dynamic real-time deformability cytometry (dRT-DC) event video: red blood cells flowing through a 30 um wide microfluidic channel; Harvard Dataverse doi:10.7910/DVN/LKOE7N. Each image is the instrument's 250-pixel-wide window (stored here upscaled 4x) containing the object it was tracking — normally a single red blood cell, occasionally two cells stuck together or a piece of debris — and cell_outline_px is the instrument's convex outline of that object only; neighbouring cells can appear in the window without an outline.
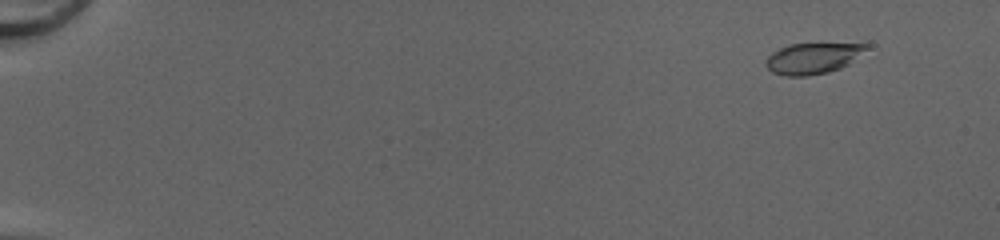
{"species": "common noctule bat (a hibernating species)", "species_latin": "Nyctalus noctula", "temperature_condition": "cold", "stored_images_in_passage": 52, "camera_frame_rate_fps": 3000, "um_per_image_px": 0.085, "animal": {"sex": "female", "body_mass_g": 20.0, "forearm_length_mm": 54.0}, "frame": {"image": 1, "passage_image": 5, "time_ms": 1.333, "image_size_px": [1000, 240], "cell_outline_px": [[872, 44], [868, 48], [848, 64], [840, 68], [828, 72], [808, 76], [784, 76], [772, 72], [764, 64], [764, 60], [772, 52], [788, 44]], "centroid_in_image_um": [69.04, 4.96], "position_along_channel_um": 16.0, "area_um2": 18.03}}
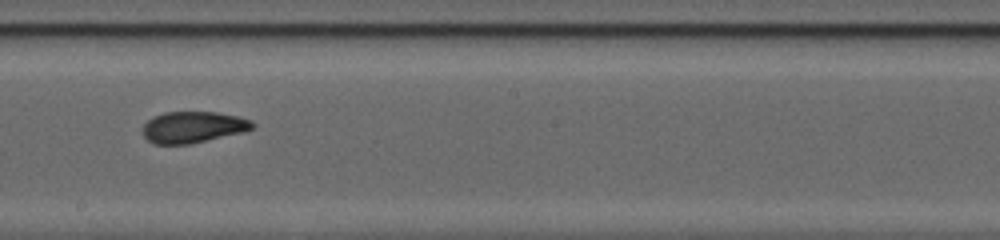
{"frame": {"image": 2, "passage_image": 32, "time_ms": 10.333, "image_size_px": [1000, 240], "cell_outline_px": [[256, 128], [244, 132], [192, 144], [152, 144], [144, 136], [144, 124], [148, 120], [164, 112], [216, 112], [240, 116], [252, 120], [256, 124]], "centroid_in_image_um": [16.49, 10.81], "position_along_channel_um": 231.7, "area_um2": 20.29}}
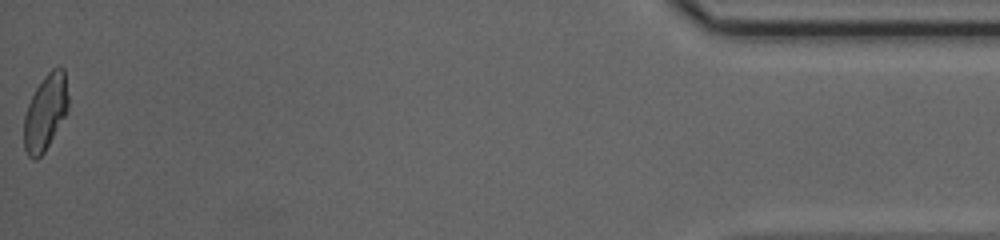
{"frame": {"image": 3, "passage_image": 52, "time_ms": 17.0, "image_size_px": [1000, 240], "cell_outline_px": [[68, 112], [44, 152], [36, 160], [32, 160], [28, 156], [24, 148], [24, 116], [28, 104], [36, 88], [44, 76], [52, 68], [60, 64], [64, 68], [68, 96]], "centroid_in_image_um": [3.87, 9.53], "position_along_channel_um": 431.3, "area_um2": 19.77}, "authors_computed_cell_mechanics": {"area_um2": 19.6231, "velocity_mm_per_s": 4.2085, "shape_relaxation_time_tau1_ms": 4.1292, "shape_relaxation_time_tau2_ms": 1.0229, "deformation_change_tau1": 0.1496, "deformation_change_tau2": 0.0521}}